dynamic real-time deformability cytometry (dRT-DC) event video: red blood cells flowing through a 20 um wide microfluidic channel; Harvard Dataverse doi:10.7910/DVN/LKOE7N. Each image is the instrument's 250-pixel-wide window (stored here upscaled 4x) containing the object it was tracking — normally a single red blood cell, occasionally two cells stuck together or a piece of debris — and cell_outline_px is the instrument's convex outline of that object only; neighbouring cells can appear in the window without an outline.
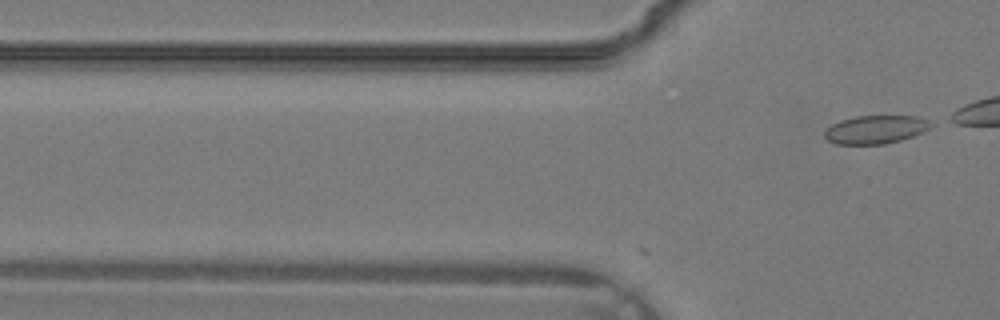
{"species": "common noctule bat (a hibernating species)", "species_latin": "Nyctalus noctula", "temperature_condition": "warm", "stored_images_in_passage": 4, "camera_frame_rate_fps": 3000, "um_per_image_px": 0.085, "animal": {"sex": "male", "body_mass_g": 19.2, "forearm_length_mm": 51.8}, "frame": {"image": 1, "passage_image": 4, "time_ms": 1.0, "image_size_px": [1000, 320], "cell_outline_px": [[932, 124], [928, 128], [912, 136], [900, 140], [884, 144], [836, 144], [828, 140], [824, 136], [824, 132], [832, 124], [840, 120], [856, 116], [916, 116], [928, 120]], "centroid_in_image_um": [74.38, 11.01], "position_along_channel_um": 51.4, "area_um2": 17.28}}